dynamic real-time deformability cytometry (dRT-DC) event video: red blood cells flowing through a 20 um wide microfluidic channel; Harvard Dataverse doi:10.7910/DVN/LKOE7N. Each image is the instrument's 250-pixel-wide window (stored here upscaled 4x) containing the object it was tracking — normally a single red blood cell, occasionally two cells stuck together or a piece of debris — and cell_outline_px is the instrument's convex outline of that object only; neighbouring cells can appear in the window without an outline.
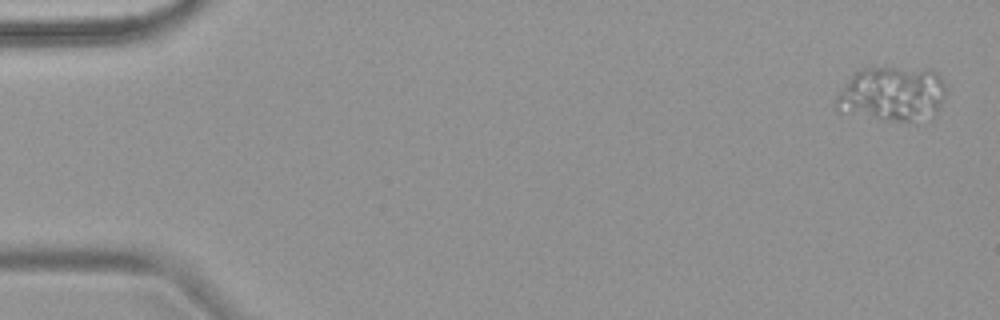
{"species": "common noctule bat (a hibernating species)", "species_latin": "Nyctalus noctula", "temperature_condition": "warm", "stored_images_in_passage": 4, "camera_frame_rate_fps": 3000, "um_per_image_px": 0.085, "animal": {"sex": "female", "body_mass_g": 18.4}, "frame": {"image": 1, "passage_image": 1, "time_ms": 0.0, "image_size_px": [1000, 320], "cell_outline_px": [[944, 100], [940, 108], [932, 120], [888, 120], [840, 112], [836, 108], [836, 96], [840, 88], [852, 72], [860, 68], [932, 68], [940, 72], [944, 80]], "centroid_in_image_um": [75.87, 7.96], "position_along_channel_um": 9.1, "area_um2": 35.89}}
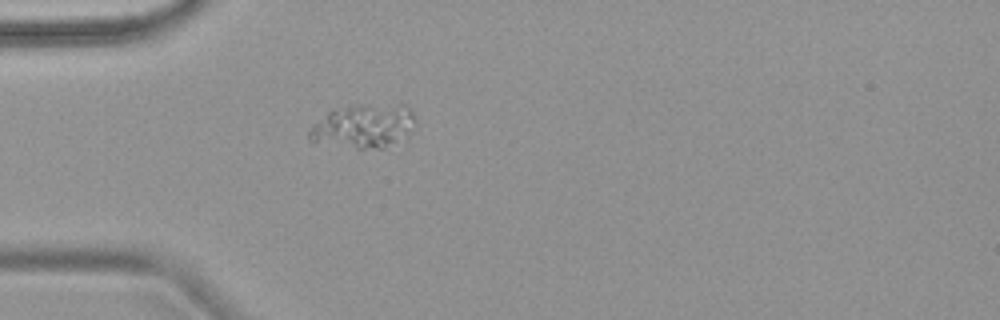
{"frame": {"image": 2, "passage_image": 4, "time_ms": 4.667, "image_size_px": [1000, 320], "cell_outline_px": [[416, 124], [384, 148], [356, 148], [312, 140], [308, 136], [308, 132], [312, 124], [332, 108], [356, 104], [404, 104], [412, 112], [416, 120]], "centroid_in_image_um": [30.86, 10.65], "position_along_channel_um": 54.1, "area_um2": 26.65}}